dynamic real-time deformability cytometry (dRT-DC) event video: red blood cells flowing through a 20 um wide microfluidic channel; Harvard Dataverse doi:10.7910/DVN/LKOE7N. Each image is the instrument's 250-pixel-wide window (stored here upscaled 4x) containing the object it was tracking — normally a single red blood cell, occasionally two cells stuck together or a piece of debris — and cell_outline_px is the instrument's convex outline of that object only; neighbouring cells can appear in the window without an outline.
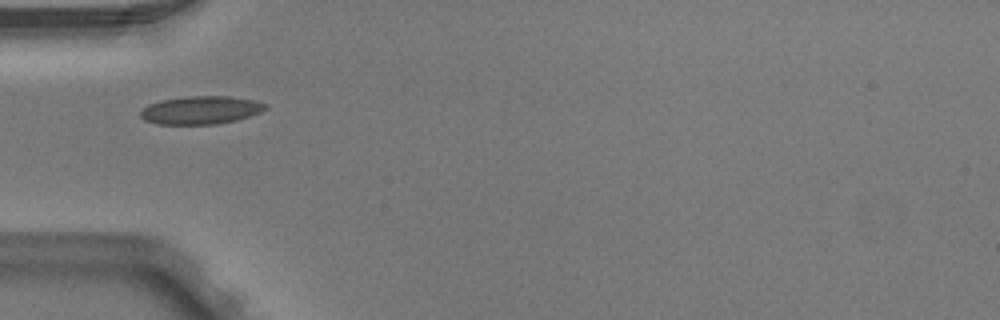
{"species": "Egyptian fruit bat (a non-hibernating species)", "species_latin": "Rousettus aegyptiacus", "temperature_condition": "warm", "stored_images_in_passage": 3, "camera_frame_rate_fps": 3000, "um_per_image_px": 0.085, "animal": {"sex": "male"}, "frame": {"image": 1, "passage_image": 1, "time_ms": 0.0, "image_size_px": [1000, 320], "cell_outline_px": [[268, 108], [260, 112], [236, 120], [216, 124], [156, 124], [144, 120], [140, 116], [140, 112], [148, 104], [160, 100], [184, 96], [232, 96], [252, 100], [268, 104]], "centroid_in_image_um": [17.05, 9.35], "position_along_channel_um": 67.9, "area_um2": 20.52}}
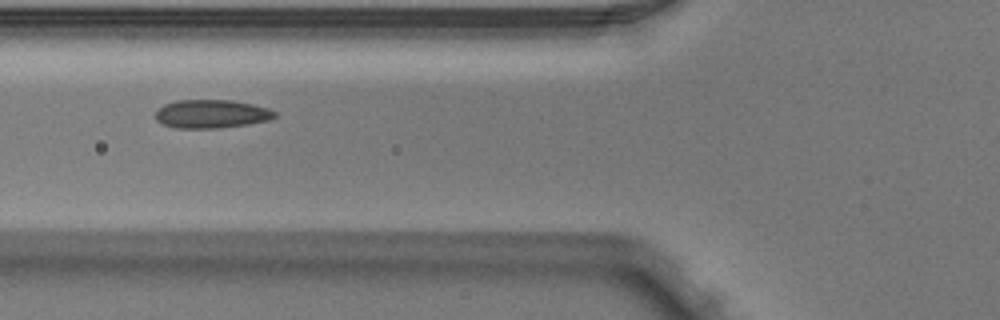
{"frame": {"image": 2, "passage_image": 2, "time_ms": 0.333, "image_size_px": [1000, 320], "cell_outline_px": [[276, 116], [268, 120], [248, 124], [220, 128], [176, 128], [164, 124], [156, 120], [156, 108], [164, 104], [176, 100], [232, 100], [252, 104], [268, 108], [276, 112]], "centroid_in_image_um": [17.95, 9.68], "position_along_channel_um": 107.8, "area_um2": 19.83}}
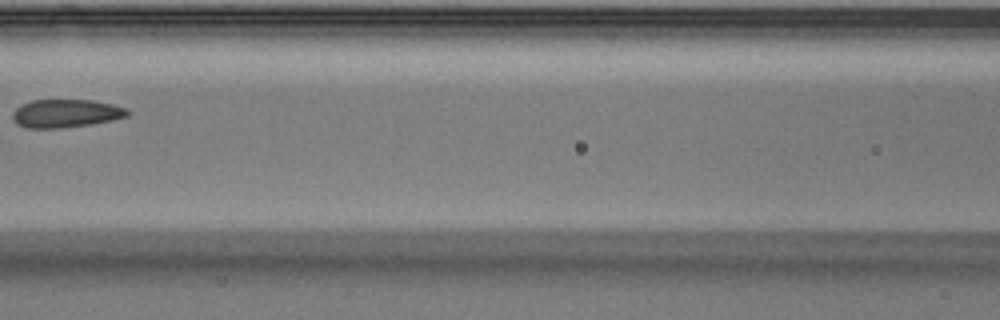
{"frame": {"image": 3, "passage_image": 3, "time_ms": 0.667, "image_size_px": [1000, 320], "cell_outline_px": [[128, 116], [112, 120], [92, 124], [60, 128], [28, 128], [16, 124], [12, 116], [12, 112], [16, 108], [32, 100], [92, 100], [112, 104], [128, 108]], "centroid_in_image_um": [5.6, 9.64], "position_along_channel_um": 161.0, "area_um2": 18.84}}